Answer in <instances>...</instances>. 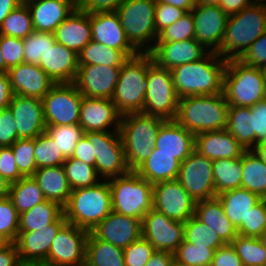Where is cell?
<instances>
[{"label": "cell", "mask_w": 266, "mask_h": 266, "mask_svg": "<svg viewBox=\"0 0 266 266\" xmlns=\"http://www.w3.org/2000/svg\"><path fill=\"white\" fill-rule=\"evenodd\" d=\"M227 60L215 52L202 59L171 69L179 98L223 93V75Z\"/></svg>", "instance_id": "1"}, {"label": "cell", "mask_w": 266, "mask_h": 266, "mask_svg": "<svg viewBox=\"0 0 266 266\" xmlns=\"http://www.w3.org/2000/svg\"><path fill=\"white\" fill-rule=\"evenodd\" d=\"M264 32H266V3L263 0H256L252 5L228 17L217 54L226 60L239 59Z\"/></svg>", "instance_id": "2"}, {"label": "cell", "mask_w": 266, "mask_h": 266, "mask_svg": "<svg viewBox=\"0 0 266 266\" xmlns=\"http://www.w3.org/2000/svg\"><path fill=\"white\" fill-rule=\"evenodd\" d=\"M228 108L223 93L195 95L179 99L175 120L197 135L227 128Z\"/></svg>", "instance_id": "3"}, {"label": "cell", "mask_w": 266, "mask_h": 266, "mask_svg": "<svg viewBox=\"0 0 266 266\" xmlns=\"http://www.w3.org/2000/svg\"><path fill=\"white\" fill-rule=\"evenodd\" d=\"M108 180L95 186L72 190L63 214L68 223L91 231L112 212Z\"/></svg>", "instance_id": "4"}, {"label": "cell", "mask_w": 266, "mask_h": 266, "mask_svg": "<svg viewBox=\"0 0 266 266\" xmlns=\"http://www.w3.org/2000/svg\"><path fill=\"white\" fill-rule=\"evenodd\" d=\"M165 119L142 112L122 115L120 134L127 166L135 171L153 151L155 140Z\"/></svg>", "instance_id": "5"}, {"label": "cell", "mask_w": 266, "mask_h": 266, "mask_svg": "<svg viewBox=\"0 0 266 266\" xmlns=\"http://www.w3.org/2000/svg\"><path fill=\"white\" fill-rule=\"evenodd\" d=\"M223 94L229 105L252 107L266 98V78L262 68L248 66L239 59L227 60Z\"/></svg>", "instance_id": "6"}, {"label": "cell", "mask_w": 266, "mask_h": 266, "mask_svg": "<svg viewBox=\"0 0 266 266\" xmlns=\"http://www.w3.org/2000/svg\"><path fill=\"white\" fill-rule=\"evenodd\" d=\"M152 61L149 53H139L122 64L112 97L113 103L122 115L143 112L146 77Z\"/></svg>", "instance_id": "7"}, {"label": "cell", "mask_w": 266, "mask_h": 266, "mask_svg": "<svg viewBox=\"0 0 266 266\" xmlns=\"http://www.w3.org/2000/svg\"><path fill=\"white\" fill-rule=\"evenodd\" d=\"M108 182L114 212L143 220L153 208V184L135 171L110 178Z\"/></svg>", "instance_id": "8"}, {"label": "cell", "mask_w": 266, "mask_h": 266, "mask_svg": "<svg viewBox=\"0 0 266 266\" xmlns=\"http://www.w3.org/2000/svg\"><path fill=\"white\" fill-rule=\"evenodd\" d=\"M156 2V0H127L116 10L126 37L139 53H149L157 41Z\"/></svg>", "instance_id": "9"}, {"label": "cell", "mask_w": 266, "mask_h": 266, "mask_svg": "<svg viewBox=\"0 0 266 266\" xmlns=\"http://www.w3.org/2000/svg\"><path fill=\"white\" fill-rule=\"evenodd\" d=\"M146 96L144 114L159 116L165 120H175L179 96L177 95L170 69L149 64L146 77Z\"/></svg>", "instance_id": "10"}, {"label": "cell", "mask_w": 266, "mask_h": 266, "mask_svg": "<svg viewBox=\"0 0 266 266\" xmlns=\"http://www.w3.org/2000/svg\"><path fill=\"white\" fill-rule=\"evenodd\" d=\"M93 145L95 170L100 179L108 180L129 173L120 131L85 132Z\"/></svg>", "instance_id": "11"}, {"label": "cell", "mask_w": 266, "mask_h": 266, "mask_svg": "<svg viewBox=\"0 0 266 266\" xmlns=\"http://www.w3.org/2000/svg\"><path fill=\"white\" fill-rule=\"evenodd\" d=\"M82 97L74 83L54 84L42 98L46 126L79 124Z\"/></svg>", "instance_id": "12"}, {"label": "cell", "mask_w": 266, "mask_h": 266, "mask_svg": "<svg viewBox=\"0 0 266 266\" xmlns=\"http://www.w3.org/2000/svg\"><path fill=\"white\" fill-rule=\"evenodd\" d=\"M177 180L197 202L215 198L213 161L194 150L182 163Z\"/></svg>", "instance_id": "13"}, {"label": "cell", "mask_w": 266, "mask_h": 266, "mask_svg": "<svg viewBox=\"0 0 266 266\" xmlns=\"http://www.w3.org/2000/svg\"><path fill=\"white\" fill-rule=\"evenodd\" d=\"M89 231L66 223L53 239L43 266H72L85 262Z\"/></svg>", "instance_id": "14"}, {"label": "cell", "mask_w": 266, "mask_h": 266, "mask_svg": "<svg viewBox=\"0 0 266 266\" xmlns=\"http://www.w3.org/2000/svg\"><path fill=\"white\" fill-rule=\"evenodd\" d=\"M195 208L196 201L177 179L153 185V209L171 220L185 223L194 216Z\"/></svg>", "instance_id": "15"}, {"label": "cell", "mask_w": 266, "mask_h": 266, "mask_svg": "<svg viewBox=\"0 0 266 266\" xmlns=\"http://www.w3.org/2000/svg\"><path fill=\"white\" fill-rule=\"evenodd\" d=\"M142 237L155 250L174 254L184 241V223L171 220L164 213L152 208L142 220Z\"/></svg>", "instance_id": "16"}, {"label": "cell", "mask_w": 266, "mask_h": 266, "mask_svg": "<svg viewBox=\"0 0 266 266\" xmlns=\"http://www.w3.org/2000/svg\"><path fill=\"white\" fill-rule=\"evenodd\" d=\"M67 223L62 214L54 223L33 231H19L15 241L21 264L43 265L53 239Z\"/></svg>", "instance_id": "17"}, {"label": "cell", "mask_w": 266, "mask_h": 266, "mask_svg": "<svg viewBox=\"0 0 266 266\" xmlns=\"http://www.w3.org/2000/svg\"><path fill=\"white\" fill-rule=\"evenodd\" d=\"M194 18L195 37L208 52L217 53L220 49L228 15L220 6L197 3L190 11Z\"/></svg>", "instance_id": "18"}, {"label": "cell", "mask_w": 266, "mask_h": 266, "mask_svg": "<svg viewBox=\"0 0 266 266\" xmlns=\"http://www.w3.org/2000/svg\"><path fill=\"white\" fill-rule=\"evenodd\" d=\"M121 66L79 65L74 85L84 97L112 99Z\"/></svg>", "instance_id": "19"}, {"label": "cell", "mask_w": 266, "mask_h": 266, "mask_svg": "<svg viewBox=\"0 0 266 266\" xmlns=\"http://www.w3.org/2000/svg\"><path fill=\"white\" fill-rule=\"evenodd\" d=\"M122 114L112 99L82 97L79 125L85 132L120 131ZM114 127L112 130L110 127Z\"/></svg>", "instance_id": "20"}, {"label": "cell", "mask_w": 266, "mask_h": 266, "mask_svg": "<svg viewBox=\"0 0 266 266\" xmlns=\"http://www.w3.org/2000/svg\"><path fill=\"white\" fill-rule=\"evenodd\" d=\"M90 24L93 41L119 50L127 58L139 54L126 37L125 30L116 11L90 14Z\"/></svg>", "instance_id": "21"}, {"label": "cell", "mask_w": 266, "mask_h": 266, "mask_svg": "<svg viewBox=\"0 0 266 266\" xmlns=\"http://www.w3.org/2000/svg\"><path fill=\"white\" fill-rule=\"evenodd\" d=\"M90 232L97 239L124 250L142 237V220L112 211Z\"/></svg>", "instance_id": "22"}, {"label": "cell", "mask_w": 266, "mask_h": 266, "mask_svg": "<svg viewBox=\"0 0 266 266\" xmlns=\"http://www.w3.org/2000/svg\"><path fill=\"white\" fill-rule=\"evenodd\" d=\"M8 107L13 113L20 139H34L45 131L42 100L14 94Z\"/></svg>", "instance_id": "23"}, {"label": "cell", "mask_w": 266, "mask_h": 266, "mask_svg": "<svg viewBox=\"0 0 266 266\" xmlns=\"http://www.w3.org/2000/svg\"><path fill=\"white\" fill-rule=\"evenodd\" d=\"M208 51L194 38L176 42H156L149 52L153 61L165 69L202 59Z\"/></svg>", "instance_id": "24"}, {"label": "cell", "mask_w": 266, "mask_h": 266, "mask_svg": "<svg viewBox=\"0 0 266 266\" xmlns=\"http://www.w3.org/2000/svg\"><path fill=\"white\" fill-rule=\"evenodd\" d=\"M13 93L20 96L42 98L55 84L49 76L34 64L21 63L8 69Z\"/></svg>", "instance_id": "25"}, {"label": "cell", "mask_w": 266, "mask_h": 266, "mask_svg": "<svg viewBox=\"0 0 266 266\" xmlns=\"http://www.w3.org/2000/svg\"><path fill=\"white\" fill-rule=\"evenodd\" d=\"M194 150L195 134L186 130L176 120H165L151 153L172 154L182 163Z\"/></svg>", "instance_id": "26"}, {"label": "cell", "mask_w": 266, "mask_h": 266, "mask_svg": "<svg viewBox=\"0 0 266 266\" xmlns=\"http://www.w3.org/2000/svg\"><path fill=\"white\" fill-rule=\"evenodd\" d=\"M35 31L54 33L78 7L77 0H33L26 3Z\"/></svg>", "instance_id": "27"}, {"label": "cell", "mask_w": 266, "mask_h": 266, "mask_svg": "<svg viewBox=\"0 0 266 266\" xmlns=\"http://www.w3.org/2000/svg\"><path fill=\"white\" fill-rule=\"evenodd\" d=\"M38 66L55 83H73L79 68L78 54L55 42L45 53Z\"/></svg>", "instance_id": "28"}, {"label": "cell", "mask_w": 266, "mask_h": 266, "mask_svg": "<svg viewBox=\"0 0 266 266\" xmlns=\"http://www.w3.org/2000/svg\"><path fill=\"white\" fill-rule=\"evenodd\" d=\"M195 150L212 161L241 157L245 151L226 128L195 135Z\"/></svg>", "instance_id": "29"}, {"label": "cell", "mask_w": 266, "mask_h": 266, "mask_svg": "<svg viewBox=\"0 0 266 266\" xmlns=\"http://www.w3.org/2000/svg\"><path fill=\"white\" fill-rule=\"evenodd\" d=\"M57 43L77 54L92 40L90 15L77 7L54 31Z\"/></svg>", "instance_id": "30"}, {"label": "cell", "mask_w": 266, "mask_h": 266, "mask_svg": "<svg viewBox=\"0 0 266 266\" xmlns=\"http://www.w3.org/2000/svg\"><path fill=\"white\" fill-rule=\"evenodd\" d=\"M194 216L211 227L225 243H231L238 236L237 228L227 218L217 197L197 201Z\"/></svg>", "instance_id": "31"}, {"label": "cell", "mask_w": 266, "mask_h": 266, "mask_svg": "<svg viewBox=\"0 0 266 266\" xmlns=\"http://www.w3.org/2000/svg\"><path fill=\"white\" fill-rule=\"evenodd\" d=\"M39 185L46 200L64 207L72 189L62 165L38 168L32 176Z\"/></svg>", "instance_id": "32"}, {"label": "cell", "mask_w": 266, "mask_h": 266, "mask_svg": "<svg viewBox=\"0 0 266 266\" xmlns=\"http://www.w3.org/2000/svg\"><path fill=\"white\" fill-rule=\"evenodd\" d=\"M216 197L222 203L227 218L236 228L240 226L242 221H246L251 208L262 200L256 193L242 187L224 191Z\"/></svg>", "instance_id": "33"}, {"label": "cell", "mask_w": 266, "mask_h": 266, "mask_svg": "<svg viewBox=\"0 0 266 266\" xmlns=\"http://www.w3.org/2000/svg\"><path fill=\"white\" fill-rule=\"evenodd\" d=\"M181 162L175 155L151 153L135 172L153 185L159 182L175 180L178 177Z\"/></svg>", "instance_id": "34"}, {"label": "cell", "mask_w": 266, "mask_h": 266, "mask_svg": "<svg viewBox=\"0 0 266 266\" xmlns=\"http://www.w3.org/2000/svg\"><path fill=\"white\" fill-rule=\"evenodd\" d=\"M242 188L266 197V163L253 149L242 154Z\"/></svg>", "instance_id": "35"}, {"label": "cell", "mask_w": 266, "mask_h": 266, "mask_svg": "<svg viewBox=\"0 0 266 266\" xmlns=\"http://www.w3.org/2000/svg\"><path fill=\"white\" fill-rule=\"evenodd\" d=\"M85 262L89 266H125L123 249L97 239L91 232L86 241Z\"/></svg>", "instance_id": "36"}, {"label": "cell", "mask_w": 266, "mask_h": 266, "mask_svg": "<svg viewBox=\"0 0 266 266\" xmlns=\"http://www.w3.org/2000/svg\"><path fill=\"white\" fill-rule=\"evenodd\" d=\"M63 214L58 203L45 200L32 209L19 214V231H33L54 223Z\"/></svg>", "instance_id": "37"}, {"label": "cell", "mask_w": 266, "mask_h": 266, "mask_svg": "<svg viewBox=\"0 0 266 266\" xmlns=\"http://www.w3.org/2000/svg\"><path fill=\"white\" fill-rule=\"evenodd\" d=\"M213 179L216 195L242 187V156L214 160Z\"/></svg>", "instance_id": "38"}, {"label": "cell", "mask_w": 266, "mask_h": 266, "mask_svg": "<svg viewBox=\"0 0 266 266\" xmlns=\"http://www.w3.org/2000/svg\"><path fill=\"white\" fill-rule=\"evenodd\" d=\"M226 129L245 150L253 149V117L250 107L229 105Z\"/></svg>", "instance_id": "39"}, {"label": "cell", "mask_w": 266, "mask_h": 266, "mask_svg": "<svg viewBox=\"0 0 266 266\" xmlns=\"http://www.w3.org/2000/svg\"><path fill=\"white\" fill-rule=\"evenodd\" d=\"M9 198L18 214L32 209L45 201V197L33 177H22L10 185Z\"/></svg>", "instance_id": "40"}, {"label": "cell", "mask_w": 266, "mask_h": 266, "mask_svg": "<svg viewBox=\"0 0 266 266\" xmlns=\"http://www.w3.org/2000/svg\"><path fill=\"white\" fill-rule=\"evenodd\" d=\"M79 65L122 66L128 59L121 51L91 40L78 54Z\"/></svg>", "instance_id": "41"}, {"label": "cell", "mask_w": 266, "mask_h": 266, "mask_svg": "<svg viewBox=\"0 0 266 266\" xmlns=\"http://www.w3.org/2000/svg\"><path fill=\"white\" fill-rule=\"evenodd\" d=\"M184 240L196 246L212 248L214 251L226 244L211 227L195 216L184 223Z\"/></svg>", "instance_id": "42"}, {"label": "cell", "mask_w": 266, "mask_h": 266, "mask_svg": "<svg viewBox=\"0 0 266 266\" xmlns=\"http://www.w3.org/2000/svg\"><path fill=\"white\" fill-rule=\"evenodd\" d=\"M65 175L72 190L92 187L101 181L95 167L76 158H67L63 163Z\"/></svg>", "instance_id": "43"}, {"label": "cell", "mask_w": 266, "mask_h": 266, "mask_svg": "<svg viewBox=\"0 0 266 266\" xmlns=\"http://www.w3.org/2000/svg\"><path fill=\"white\" fill-rule=\"evenodd\" d=\"M33 31L31 13L27 4L22 3L8 14L0 26V35L21 39L26 38Z\"/></svg>", "instance_id": "44"}, {"label": "cell", "mask_w": 266, "mask_h": 266, "mask_svg": "<svg viewBox=\"0 0 266 266\" xmlns=\"http://www.w3.org/2000/svg\"><path fill=\"white\" fill-rule=\"evenodd\" d=\"M34 158L36 167H53L63 165L66 158L55 143L45 131L34 138Z\"/></svg>", "instance_id": "45"}, {"label": "cell", "mask_w": 266, "mask_h": 266, "mask_svg": "<svg viewBox=\"0 0 266 266\" xmlns=\"http://www.w3.org/2000/svg\"><path fill=\"white\" fill-rule=\"evenodd\" d=\"M231 245L240 257L244 266H265L266 248L259 238L238 235Z\"/></svg>", "instance_id": "46"}, {"label": "cell", "mask_w": 266, "mask_h": 266, "mask_svg": "<svg viewBox=\"0 0 266 266\" xmlns=\"http://www.w3.org/2000/svg\"><path fill=\"white\" fill-rule=\"evenodd\" d=\"M45 132L54 139L66 159L72 157L76 144L84 135L79 124L46 126Z\"/></svg>", "instance_id": "47"}, {"label": "cell", "mask_w": 266, "mask_h": 266, "mask_svg": "<svg viewBox=\"0 0 266 266\" xmlns=\"http://www.w3.org/2000/svg\"><path fill=\"white\" fill-rule=\"evenodd\" d=\"M56 42L54 33L33 31L23 39L24 63L38 65L49 48Z\"/></svg>", "instance_id": "48"}, {"label": "cell", "mask_w": 266, "mask_h": 266, "mask_svg": "<svg viewBox=\"0 0 266 266\" xmlns=\"http://www.w3.org/2000/svg\"><path fill=\"white\" fill-rule=\"evenodd\" d=\"M213 255L212 248L196 246L184 240L174 253V258L188 265L210 266Z\"/></svg>", "instance_id": "49"}, {"label": "cell", "mask_w": 266, "mask_h": 266, "mask_svg": "<svg viewBox=\"0 0 266 266\" xmlns=\"http://www.w3.org/2000/svg\"><path fill=\"white\" fill-rule=\"evenodd\" d=\"M17 167L23 177H32L37 170L34 139H17L11 146Z\"/></svg>", "instance_id": "50"}, {"label": "cell", "mask_w": 266, "mask_h": 266, "mask_svg": "<svg viewBox=\"0 0 266 266\" xmlns=\"http://www.w3.org/2000/svg\"><path fill=\"white\" fill-rule=\"evenodd\" d=\"M195 37V24L191 12L172 23L159 34L156 42H176L193 39Z\"/></svg>", "instance_id": "51"}, {"label": "cell", "mask_w": 266, "mask_h": 266, "mask_svg": "<svg viewBox=\"0 0 266 266\" xmlns=\"http://www.w3.org/2000/svg\"><path fill=\"white\" fill-rule=\"evenodd\" d=\"M19 234V214L8 197L0 200V236L15 243Z\"/></svg>", "instance_id": "52"}, {"label": "cell", "mask_w": 266, "mask_h": 266, "mask_svg": "<svg viewBox=\"0 0 266 266\" xmlns=\"http://www.w3.org/2000/svg\"><path fill=\"white\" fill-rule=\"evenodd\" d=\"M266 229V204L262 199L249 211L246 221H242L237 228L238 235L259 238Z\"/></svg>", "instance_id": "53"}, {"label": "cell", "mask_w": 266, "mask_h": 266, "mask_svg": "<svg viewBox=\"0 0 266 266\" xmlns=\"http://www.w3.org/2000/svg\"><path fill=\"white\" fill-rule=\"evenodd\" d=\"M155 248L141 237L123 250L125 266H145Z\"/></svg>", "instance_id": "54"}, {"label": "cell", "mask_w": 266, "mask_h": 266, "mask_svg": "<svg viewBox=\"0 0 266 266\" xmlns=\"http://www.w3.org/2000/svg\"><path fill=\"white\" fill-rule=\"evenodd\" d=\"M0 46L5 65L8 68L24 63L23 39L0 35Z\"/></svg>", "instance_id": "55"}, {"label": "cell", "mask_w": 266, "mask_h": 266, "mask_svg": "<svg viewBox=\"0 0 266 266\" xmlns=\"http://www.w3.org/2000/svg\"><path fill=\"white\" fill-rule=\"evenodd\" d=\"M186 13L187 12L181 8L157 1L155 6V28L157 34L172 23H175Z\"/></svg>", "instance_id": "56"}, {"label": "cell", "mask_w": 266, "mask_h": 266, "mask_svg": "<svg viewBox=\"0 0 266 266\" xmlns=\"http://www.w3.org/2000/svg\"><path fill=\"white\" fill-rule=\"evenodd\" d=\"M239 60L248 66L266 67V32L248 47Z\"/></svg>", "instance_id": "57"}, {"label": "cell", "mask_w": 266, "mask_h": 266, "mask_svg": "<svg viewBox=\"0 0 266 266\" xmlns=\"http://www.w3.org/2000/svg\"><path fill=\"white\" fill-rule=\"evenodd\" d=\"M17 139L15 119L10 108L0 110V147H10Z\"/></svg>", "instance_id": "58"}, {"label": "cell", "mask_w": 266, "mask_h": 266, "mask_svg": "<svg viewBox=\"0 0 266 266\" xmlns=\"http://www.w3.org/2000/svg\"><path fill=\"white\" fill-rule=\"evenodd\" d=\"M251 109L253 117V148L266 141V98L254 104Z\"/></svg>", "instance_id": "59"}, {"label": "cell", "mask_w": 266, "mask_h": 266, "mask_svg": "<svg viewBox=\"0 0 266 266\" xmlns=\"http://www.w3.org/2000/svg\"><path fill=\"white\" fill-rule=\"evenodd\" d=\"M0 174L10 184L18 182L23 177L17 167L11 147H0Z\"/></svg>", "instance_id": "60"}, {"label": "cell", "mask_w": 266, "mask_h": 266, "mask_svg": "<svg viewBox=\"0 0 266 266\" xmlns=\"http://www.w3.org/2000/svg\"><path fill=\"white\" fill-rule=\"evenodd\" d=\"M210 266H244L231 243L217 248L214 251Z\"/></svg>", "instance_id": "61"}, {"label": "cell", "mask_w": 266, "mask_h": 266, "mask_svg": "<svg viewBox=\"0 0 266 266\" xmlns=\"http://www.w3.org/2000/svg\"><path fill=\"white\" fill-rule=\"evenodd\" d=\"M127 0H78V7L87 14L116 11Z\"/></svg>", "instance_id": "62"}, {"label": "cell", "mask_w": 266, "mask_h": 266, "mask_svg": "<svg viewBox=\"0 0 266 266\" xmlns=\"http://www.w3.org/2000/svg\"><path fill=\"white\" fill-rule=\"evenodd\" d=\"M72 158L79 159L88 165L95 167V154L93 145L88 141V138L83 135L75 146Z\"/></svg>", "instance_id": "63"}, {"label": "cell", "mask_w": 266, "mask_h": 266, "mask_svg": "<svg viewBox=\"0 0 266 266\" xmlns=\"http://www.w3.org/2000/svg\"><path fill=\"white\" fill-rule=\"evenodd\" d=\"M17 246L7 243L0 248V266H21Z\"/></svg>", "instance_id": "64"}, {"label": "cell", "mask_w": 266, "mask_h": 266, "mask_svg": "<svg viewBox=\"0 0 266 266\" xmlns=\"http://www.w3.org/2000/svg\"><path fill=\"white\" fill-rule=\"evenodd\" d=\"M13 96L8 73H0V110L8 108Z\"/></svg>", "instance_id": "65"}, {"label": "cell", "mask_w": 266, "mask_h": 266, "mask_svg": "<svg viewBox=\"0 0 266 266\" xmlns=\"http://www.w3.org/2000/svg\"><path fill=\"white\" fill-rule=\"evenodd\" d=\"M255 1L256 0H222L220 7L228 16H231L252 5Z\"/></svg>", "instance_id": "66"}, {"label": "cell", "mask_w": 266, "mask_h": 266, "mask_svg": "<svg viewBox=\"0 0 266 266\" xmlns=\"http://www.w3.org/2000/svg\"><path fill=\"white\" fill-rule=\"evenodd\" d=\"M173 258V253L155 250L145 266H170Z\"/></svg>", "instance_id": "67"}, {"label": "cell", "mask_w": 266, "mask_h": 266, "mask_svg": "<svg viewBox=\"0 0 266 266\" xmlns=\"http://www.w3.org/2000/svg\"><path fill=\"white\" fill-rule=\"evenodd\" d=\"M19 4L18 0H0V26L4 19L12 12Z\"/></svg>", "instance_id": "68"}, {"label": "cell", "mask_w": 266, "mask_h": 266, "mask_svg": "<svg viewBox=\"0 0 266 266\" xmlns=\"http://www.w3.org/2000/svg\"><path fill=\"white\" fill-rule=\"evenodd\" d=\"M158 2L173 5L185 10L186 12H190L198 3V0H158Z\"/></svg>", "instance_id": "69"}, {"label": "cell", "mask_w": 266, "mask_h": 266, "mask_svg": "<svg viewBox=\"0 0 266 266\" xmlns=\"http://www.w3.org/2000/svg\"><path fill=\"white\" fill-rule=\"evenodd\" d=\"M10 183L0 174V200L9 197Z\"/></svg>", "instance_id": "70"}, {"label": "cell", "mask_w": 266, "mask_h": 266, "mask_svg": "<svg viewBox=\"0 0 266 266\" xmlns=\"http://www.w3.org/2000/svg\"><path fill=\"white\" fill-rule=\"evenodd\" d=\"M253 150L260 157V159L266 163V141L258 143Z\"/></svg>", "instance_id": "71"}, {"label": "cell", "mask_w": 266, "mask_h": 266, "mask_svg": "<svg viewBox=\"0 0 266 266\" xmlns=\"http://www.w3.org/2000/svg\"><path fill=\"white\" fill-rule=\"evenodd\" d=\"M222 0H198V3L204 5L220 6Z\"/></svg>", "instance_id": "72"}, {"label": "cell", "mask_w": 266, "mask_h": 266, "mask_svg": "<svg viewBox=\"0 0 266 266\" xmlns=\"http://www.w3.org/2000/svg\"><path fill=\"white\" fill-rule=\"evenodd\" d=\"M8 67L5 65L1 46H0V73H7L8 72Z\"/></svg>", "instance_id": "73"}, {"label": "cell", "mask_w": 266, "mask_h": 266, "mask_svg": "<svg viewBox=\"0 0 266 266\" xmlns=\"http://www.w3.org/2000/svg\"><path fill=\"white\" fill-rule=\"evenodd\" d=\"M170 266H193V265H188V264L181 263L177 259L173 258Z\"/></svg>", "instance_id": "74"}, {"label": "cell", "mask_w": 266, "mask_h": 266, "mask_svg": "<svg viewBox=\"0 0 266 266\" xmlns=\"http://www.w3.org/2000/svg\"><path fill=\"white\" fill-rule=\"evenodd\" d=\"M259 239L263 246L266 248V229L261 233Z\"/></svg>", "instance_id": "75"}, {"label": "cell", "mask_w": 266, "mask_h": 266, "mask_svg": "<svg viewBox=\"0 0 266 266\" xmlns=\"http://www.w3.org/2000/svg\"><path fill=\"white\" fill-rule=\"evenodd\" d=\"M7 243L8 242L2 236H0V248L3 247Z\"/></svg>", "instance_id": "76"}, {"label": "cell", "mask_w": 266, "mask_h": 266, "mask_svg": "<svg viewBox=\"0 0 266 266\" xmlns=\"http://www.w3.org/2000/svg\"><path fill=\"white\" fill-rule=\"evenodd\" d=\"M18 1L22 4H26V3L33 1V0H18Z\"/></svg>", "instance_id": "77"}, {"label": "cell", "mask_w": 266, "mask_h": 266, "mask_svg": "<svg viewBox=\"0 0 266 266\" xmlns=\"http://www.w3.org/2000/svg\"><path fill=\"white\" fill-rule=\"evenodd\" d=\"M72 266H89L86 262H83L81 264H78V265H72Z\"/></svg>", "instance_id": "78"}, {"label": "cell", "mask_w": 266, "mask_h": 266, "mask_svg": "<svg viewBox=\"0 0 266 266\" xmlns=\"http://www.w3.org/2000/svg\"><path fill=\"white\" fill-rule=\"evenodd\" d=\"M21 266H43V265L22 264Z\"/></svg>", "instance_id": "79"}, {"label": "cell", "mask_w": 266, "mask_h": 266, "mask_svg": "<svg viewBox=\"0 0 266 266\" xmlns=\"http://www.w3.org/2000/svg\"><path fill=\"white\" fill-rule=\"evenodd\" d=\"M263 70H264V73H265V78H266V67H265Z\"/></svg>", "instance_id": "80"}]
</instances>
